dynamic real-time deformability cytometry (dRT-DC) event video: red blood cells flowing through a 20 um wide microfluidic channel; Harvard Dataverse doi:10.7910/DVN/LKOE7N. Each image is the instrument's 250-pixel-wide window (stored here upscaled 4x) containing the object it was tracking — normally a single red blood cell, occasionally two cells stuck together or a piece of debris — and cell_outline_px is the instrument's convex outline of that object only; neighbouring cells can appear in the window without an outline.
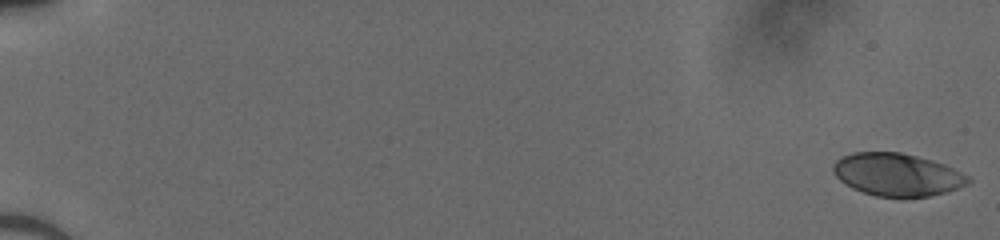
{"species": "human", "species_latin": "Homo sapiens", "temperature_condition": "cold", "stored_images_in_passage": 52, "camera_frame_rate_fps": 3000, "um_per_image_px": 0.085, "donor": {"sex": "male"}, "frame": {"image": 1, "passage_image": 1, "time_ms": 0.0, "image_size_px": [1000, 240], "cell_outline_px": [[972, 180], [968, 184], [944, 192], [928, 196], [876, 196], [852, 188], [840, 180], [836, 176], [832, 168], [832, 164], [836, 160], [852, 152], [900, 152], [932, 160], [944, 164], [968, 176]], "centroid_in_image_um": [76.23, 14.83], "position_along_channel_um": 8.8, "area_um2": 33.12}}
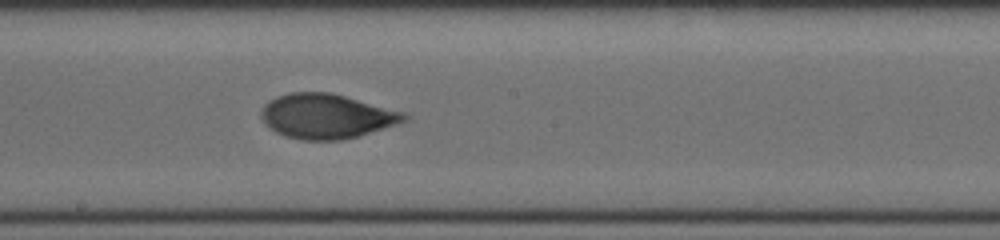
{"frame": {"image": 2, "passage_image": 31, "time_ms": 10.0, "image_size_px": [1000, 240], "cell_outline_px": [[408, 120], [396, 124], [356, 136], [340, 140], [304, 140], [284, 136], [276, 132], [264, 124], [260, 116], [260, 112], [264, 104], [268, 100], [276, 96], [292, 92], [328, 92], [344, 96], [404, 112], [408, 116]], "centroid_in_image_um": [27.69, 9.87], "position_along_channel_um": 220.5, "area_um2": 36.99}}
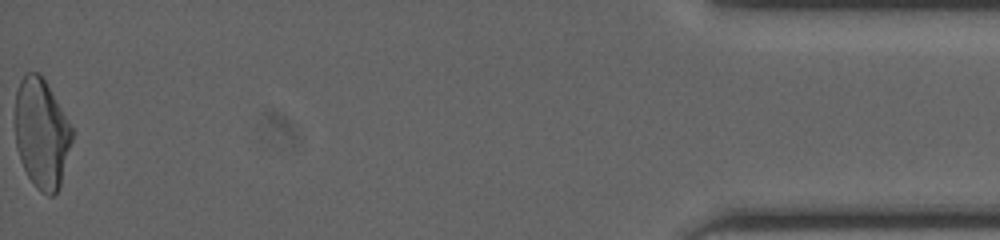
{"frame": {"image": 3, "passage_image": 52, "time_ms": 17.0, "image_size_px": [1000, 240], "cell_outline_px": [[72, 140], [60, 184], [56, 192], [52, 196], [48, 196], [40, 192], [36, 188], [28, 176], [20, 160], [16, 148], [16, 92], [20, 80], [24, 72], [40, 72], [72, 128]], "centroid_in_image_um": [3.51, 11.34], "position_along_channel_um": 431.7, "area_um2": 36.01}}